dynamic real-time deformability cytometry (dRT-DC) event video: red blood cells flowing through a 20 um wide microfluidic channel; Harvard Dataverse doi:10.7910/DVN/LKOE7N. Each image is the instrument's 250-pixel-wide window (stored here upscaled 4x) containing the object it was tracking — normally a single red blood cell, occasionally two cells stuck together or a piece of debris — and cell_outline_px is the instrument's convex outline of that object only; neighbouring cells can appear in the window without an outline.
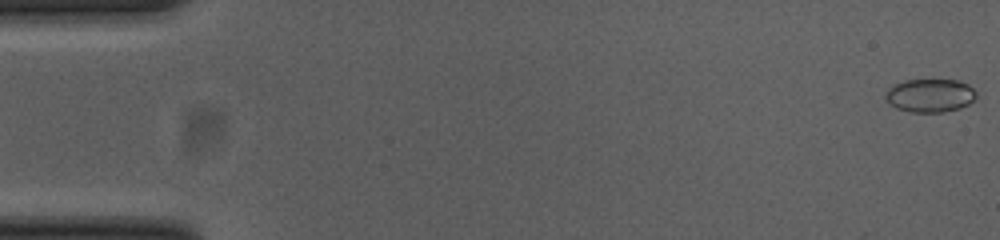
{"species": "common noctule bat (a hibernating species)", "species_latin": "Nyctalus noctula", "temperature_condition": "cold", "stored_images_in_passage": 19, "camera_frame_rate_fps": 3000, "um_per_image_px": 0.085, "animal": {"sex": "female", "body_mass_g": 23.0, "forearm_length_mm": 53.4}, "frame": {"image": 1, "passage_image": 1, "time_ms": 0.0, "image_size_px": [1000, 240], "cell_outline_px": [[976, 96], [968, 104], [960, 108], [944, 112], [908, 112], [896, 108], [884, 96], [888, 88], [904, 80], [960, 80], [968, 84], [976, 92]], "centroid_in_image_um": [79.06, 8.11], "position_along_channel_um": 5.9, "area_um2": 17.57}}
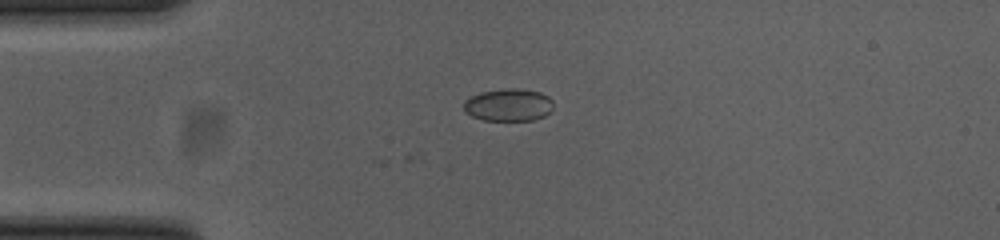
{"frame": {"image": 2, "passage_image": 14, "time_ms": 4.333, "image_size_px": [1000, 240], "cell_outline_px": [[552, 108], [544, 116], [532, 120], [484, 120], [472, 116], [464, 112], [464, 100], [480, 92], [508, 88], [520, 88], [540, 92], [548, 96], [552, 100]], "centroid_in_image_um": [43.21, 8.91], "position_along_channel_um": 41.8, "area_um2": 16.94}}
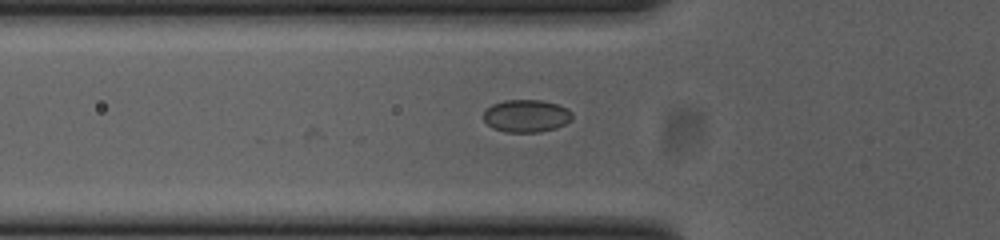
{"frame": {"image": 3, "passage_image": 19, "time_ms": 6.0, "image_size_px": [1000, 240], "cell_outline_px": [[572, 120], [556, 128], [540, 132], [504, 132], [492, 128], [484, 120], [484, 112], [492, 104], [504, 100], [540, 100], [556, 104], [572, 112]], "centroid_in_image_um": [44.72, 9.86], "position_along_channel_um": 81.1, "area_um2": 16.76}}